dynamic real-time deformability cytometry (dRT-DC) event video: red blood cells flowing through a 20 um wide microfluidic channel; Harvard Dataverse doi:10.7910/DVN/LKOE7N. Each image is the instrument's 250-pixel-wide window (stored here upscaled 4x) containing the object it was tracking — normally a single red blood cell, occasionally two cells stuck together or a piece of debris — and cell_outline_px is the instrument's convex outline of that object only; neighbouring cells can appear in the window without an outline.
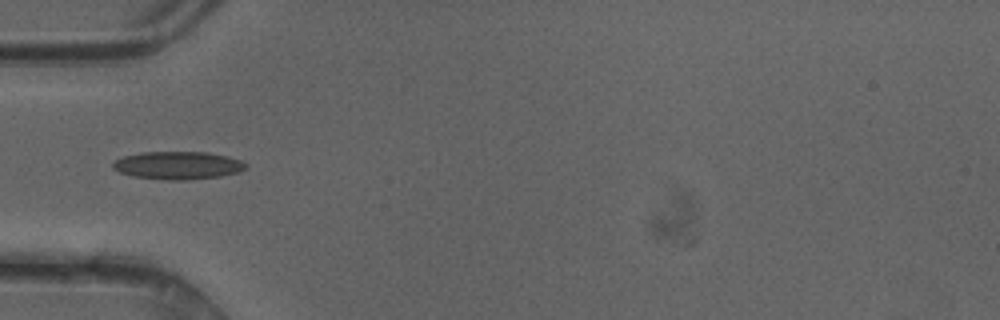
{"species": "common noctule bat (a hibernating species)", "species_latin": "Nyctalus noctula", "temperature_condition": "cold", "stored_images_in_passage": 35, "camera_frame_rate_fps": 3000, "um_per_image_px": 0.085, "animal": {"sex": "female"}, "frame": {"image": 1, "passage_image": 2, "time_ms": 0.333, "image_size_px": [1000, 320], "cell_outline_px": [[248, 168], [240, 172], [220, 176], [184, 180], [168, 180], [132, 176], [120, 172], [112, 168], [112, 164], [116, 160], [124, 156], [144, 152], [208, 152], [228, 156], [240, 160], [248, 164]], "centroid_in_image_um": [15.16, 14.05], "position_along_channel_um": 69.8, "area_um2": 21.62}}
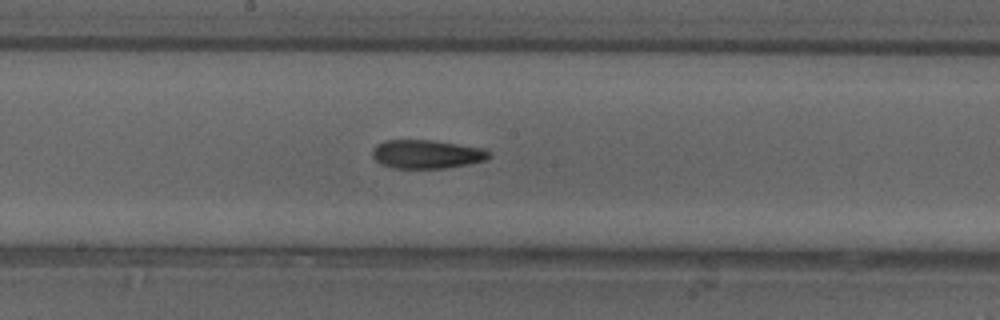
{"frame": {"image": 2, "passage_image": 12, "time_ms": 3.667, "image_size_px": [1000, 320], "cell_outline_px": [[492, 156], [488, 160], [468, 164], [444, 168], [392, 168], [380, 164], [372, 156], [372, 152], [376, 144], [384, 140], [432, 140], [484, 148], [492, 152]], "centroid_in_image_um": [36.3, 13.1], "position_along_channel_um": 211.9, "area_um2": 19.71}}
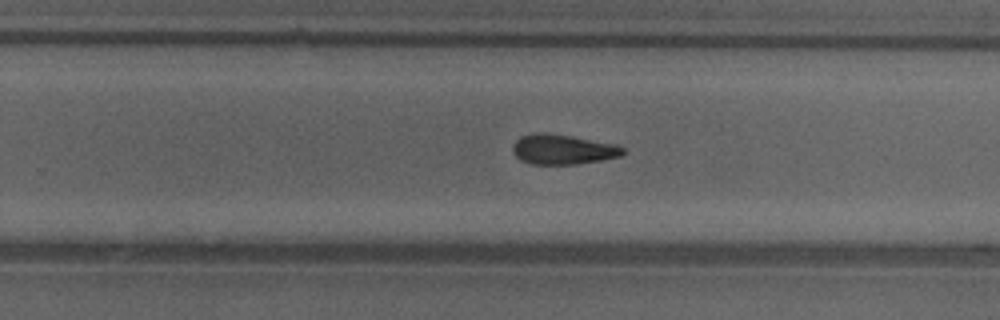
{"frame": {"image": 3, "passage_image": 17, "time_ms": 5.333, "image_size_px": [1000, 320], "cell_outline_px": [[624, 152], [620, 156], [600, 160], [576, 164], [532, 164], [520, 160], [512, 152], [512, 144], [520, 136], [532, 132], [548, 132], [572, 136], [616, 144], [624, 148]], "centroid_in_image_um": [47.78, 12.68], "position_along_channel_um": 282.0, "area_um2": 19.42}, "authors_computed_cell_mechanics": {"area_um2": 19.4208, "velocity_mm_per_s": 4.2372, "shape_relaxation_time_tau1_ms": 5.2859, "shape_relaxation_time_tau2_ms": 5.0788, "deformation_change_tau1": 0.1488, "deformation_change_tau2": 0.1376}}